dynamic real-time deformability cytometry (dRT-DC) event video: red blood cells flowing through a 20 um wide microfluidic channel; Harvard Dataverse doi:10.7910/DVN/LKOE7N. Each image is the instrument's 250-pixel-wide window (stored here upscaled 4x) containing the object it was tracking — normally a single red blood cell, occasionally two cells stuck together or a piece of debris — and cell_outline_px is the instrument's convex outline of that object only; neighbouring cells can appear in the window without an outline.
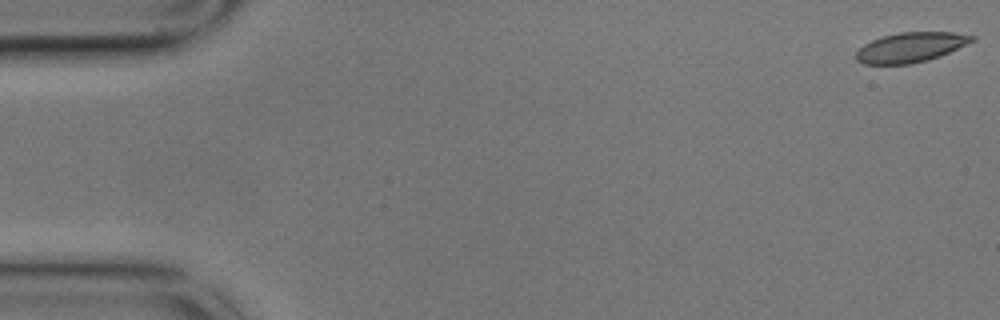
{"species": "common noctule bat (a hibernating species)", "species_latin": "Nyctalus noctula", "temperature_condition": "cold", "stored_images_in_passage": 4, "camera_frame_rate_fps": 3000, "um_per_image_px": 0.085, "animal": {"sex": "male", "body_mass_g": 17.9}, "frame": {"image": 1, "passage_image": 1, "time_ms": 0.0, "image_size_px": [1000, 320], "cell_outline_px": [[976, 40], [940, 56], [928, 60], [908, 64], [864, 64], [856, 60], [856, 52], [864, 44], [872, 40], [884, 36], [900, 32], [952, 32], [976, 36]], "centroid_in_image_um": [77.42, 4.02], "position_along_channel_um": 7.6, "area_um2": 20.06}}